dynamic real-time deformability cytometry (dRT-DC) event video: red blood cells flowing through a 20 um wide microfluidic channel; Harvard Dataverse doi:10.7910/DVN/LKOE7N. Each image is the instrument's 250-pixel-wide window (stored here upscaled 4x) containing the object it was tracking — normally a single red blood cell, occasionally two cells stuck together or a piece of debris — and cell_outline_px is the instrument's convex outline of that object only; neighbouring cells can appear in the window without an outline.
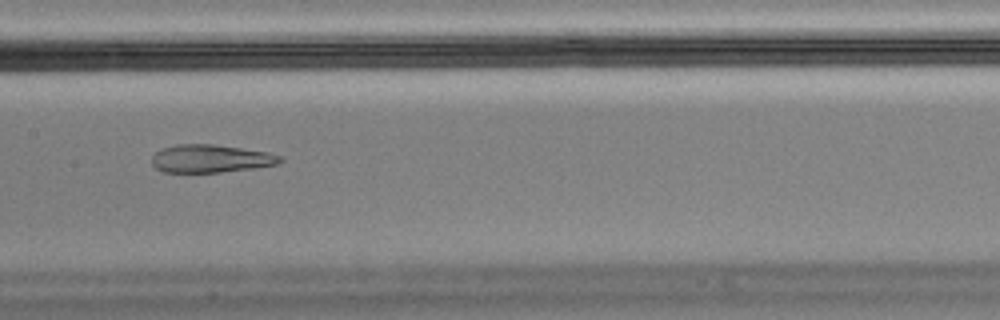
{"species": "Egyptian fruit bat (a non-hibernating species)", "species_latin": "Rousettus aegyptiacus", "temperature_condition": "cold", "stored_images_in_passage": 6, "camera_frame_rate_fps": 3000, "um_per_image_px": 0.085, "animal": {"sex": "male"}, "frame": {"image": 1, "passage_image": 5, "time_ms": 1.333, "image_size_px": [1000, 320], "cell_outline_px": [[284, 160], [280, 164], [252, 168], [220, 172], [164, 172], [156, 168], [152, 164], [152, 156], [160, 148], [176, 144], [212, 144], [268, 152], [280, 156]], "centroid_in_image_um": [17.9, 13.48], "position_along_channel_um": 189.5, "area_um2": 20.87}}